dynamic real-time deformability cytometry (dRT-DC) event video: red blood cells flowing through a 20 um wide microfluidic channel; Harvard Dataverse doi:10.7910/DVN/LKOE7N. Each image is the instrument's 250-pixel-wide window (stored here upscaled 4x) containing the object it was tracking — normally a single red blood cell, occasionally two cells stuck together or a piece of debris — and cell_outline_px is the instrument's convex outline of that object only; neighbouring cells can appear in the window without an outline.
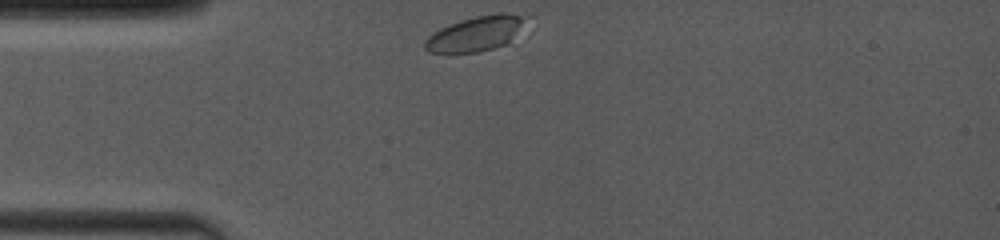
{"species": "common noctule bat (a hibernating species)", "species_latin": "Nyctalus noctula", "temperature_condition": "room temperature", "stored_images_in_passage": 20, "camera_frame_rate_fps": 4000, "um_per_image_px": 0.085, "animal": {"sex": "female", "body_mass_g": 19.0, "forearm_length_mm": 53.3}, "frame": {"image": 1, "passage_image": 1, "time_ms": 0.0, "image_size_px": [1000, 240], "cell_outline_px": [[528, 16], [524, 28], [504, 44], [492, 48], [476, 52], [428, 52], [424, 48], [424, 40], [432, 32], [440, 28], [460, 20], [476, 16], [500, 12], [508, 12]], "centroid_in_image_um": [40.46, 2.82], "position_along_channel_um": 44.5, "area_um2": 20.58}}
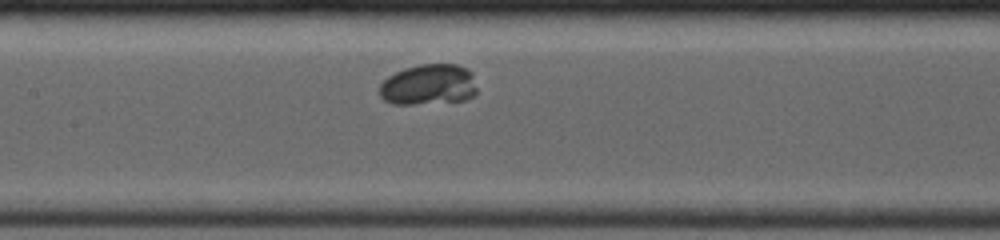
{"frame": {"image": 2, "passage_image": 13, "time_ms": 3.75, "image_size_px": [1000, 240], "cell_outline_px": [[476, 92], [472, 96], [464, 100], [412, 104], [392, 104], [384, 100], [380, 96], [380, 84], [388, 76], [404, 68], [420, 64], [456, 64], [468, 68], [472, 72], [476, 88]], "centroid_in_image_um": [36.43, 7.18], "position_along_channel_um": 171.0, "area_um2": 23.18}}
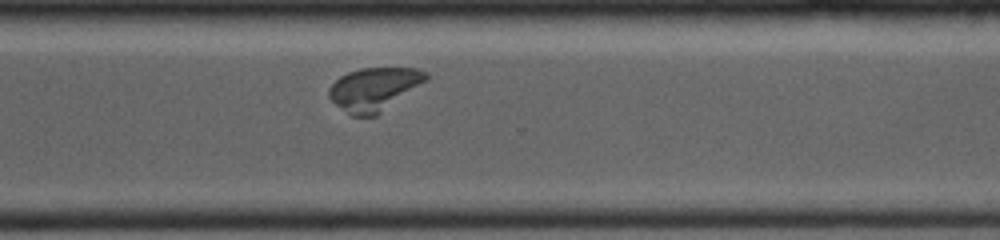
{"frame": {"image": 3, "passage_image": 20, "time_ms": 8.0, "image_size_px": [1000, 240], "cell_outline_px": [[428, 80], [376, 116], [352, 116], [336, 104], [328, 96], [328, 88], [340, 76], [348, 72], [360, 68], [416, 68], [428, 72]], "centroid_in_image_um": [31.82, 7.56], "position_along_channel_um": 338.8, "area_um2": 24.39}}